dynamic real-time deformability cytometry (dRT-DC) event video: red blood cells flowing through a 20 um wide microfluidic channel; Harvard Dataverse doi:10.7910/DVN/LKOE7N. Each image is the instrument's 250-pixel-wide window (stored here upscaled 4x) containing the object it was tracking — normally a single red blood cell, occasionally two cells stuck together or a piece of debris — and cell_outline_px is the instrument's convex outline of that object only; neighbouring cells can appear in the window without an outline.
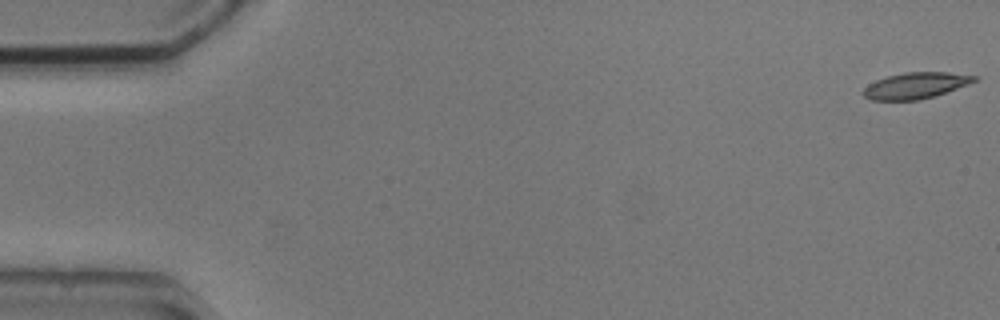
{"species": "common noctule bat (a hibernating species)", "species_latin": "Nyctalus noctula", "temperature_condition": "cold", "stored_images_in_passage": 4, "camera_frame_rate_fps": 3000, "um_per_image_px": 0.085, "animal": {"sex": "male", "body_mass_g": 20.5, "forearm_length_mm": 52.5}, "frame": {"image": 1, "passage_image": 1, "time_ms": 0.0, "image_size_px": [1000, 320], "cell_outline_px": [[980, 80], [936, 96], [916, 100], [872, 100], [864, 96], [860, 92], [868, 84], [876, 80], [888, 76], [904, 72], [948, 72], [980, 76]], "centroid_in_image_um": [77.87, 7.26], "position_along_channel_um": 7.1, "area_um2": 17.17}}